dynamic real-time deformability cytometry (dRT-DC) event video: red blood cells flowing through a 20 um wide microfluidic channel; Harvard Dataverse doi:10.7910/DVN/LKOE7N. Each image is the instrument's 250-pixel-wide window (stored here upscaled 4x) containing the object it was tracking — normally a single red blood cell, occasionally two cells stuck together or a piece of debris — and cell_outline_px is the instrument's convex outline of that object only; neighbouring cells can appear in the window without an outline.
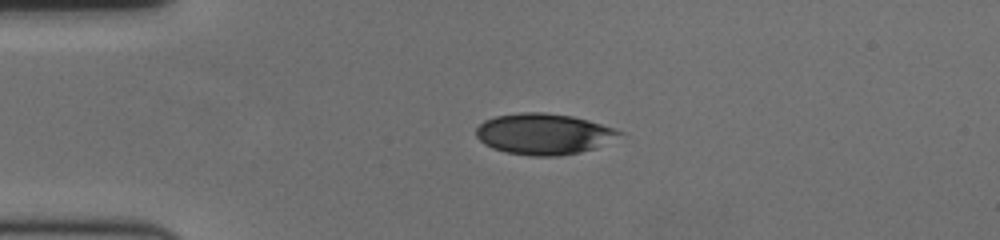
{"species": "human", "species_latin": "Homo sapiens", "temperature_condition": "cold", "stored_images_in_passage": 45, "camera_frame_rate_fps": 3000, "um_per_image_px": 0.085, "donor": {"sex": "female"}, "frame": {"image": 1, "passage_image": 1, "time_ms": 0.0, "image_size_px": [1000, 240], "cell_outline_px": [[624, 132], [596, 148], [580, 152], [560, 156], [528, 156], [504, 152], [492, 148], [484, 144], [476, 136], [476, 128], [484, 120], [496, 116], [520, 112], [544, 112], [572, 116], [588, 120]], "centroid_in_image_um": [46.16, 11.39], "position_along_channel_um": 38.8, "area_um2": 34.16}}
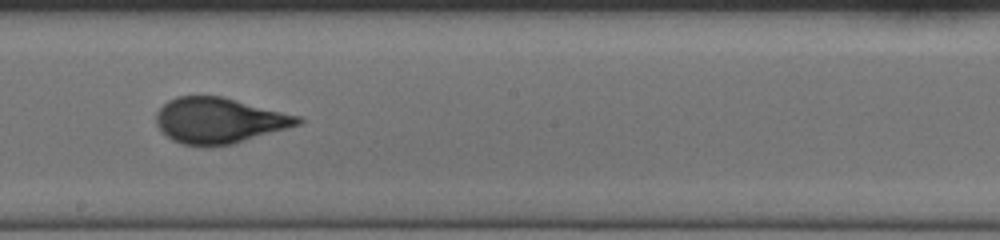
{"frame": {"image": 2, "passage_image": 20, "time_ms": 6.333, "image_size_px": [1000, 240], "cell_outline_px": [[304, 120], [300, 124], [232, 144], [208, 148], [200, 148], [180, 144], [172, 140], [156, 124], [156, 112], [168, 100], [176, 96], [220, 96], [300, 116]], "centroid_in_image_um": [18.58, 10.27], "position_along_channel_um": 229.6, "area_um2": 37.74}}
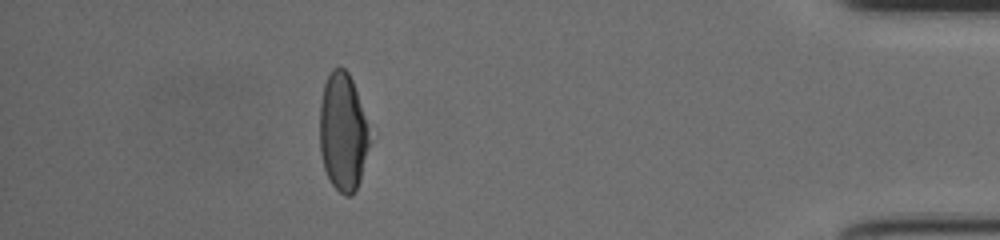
{"frame": {"image": 3, "passage_image": 39, "time_ms": 12.667, "image_size_px": [1000, 240], "cell_outline_px": [[368, 144], [360, 180], [352, 196], [344, 196], [332, 184], [324, 168], [320, 152], [320, 104], [324, 84], [332, 68], [344, 68], [348, 72], [352, 80], [368, 128]], "centroid_in_image_um": [29.11, 11.23], "position_along_channel_um": 406.1, "area_um2": 33.58}, "authors_computed_cell_mechanics": {"area_um2": 36.992, "velocity_mm_per_s": 3.5828, "shape_relaxation_time_tau1_ms": 6.3541, "shape_relaxation_time_tau2_ms": null, "deformation_change_tau1": 0.2053, "deformation_change_tau2": null}}